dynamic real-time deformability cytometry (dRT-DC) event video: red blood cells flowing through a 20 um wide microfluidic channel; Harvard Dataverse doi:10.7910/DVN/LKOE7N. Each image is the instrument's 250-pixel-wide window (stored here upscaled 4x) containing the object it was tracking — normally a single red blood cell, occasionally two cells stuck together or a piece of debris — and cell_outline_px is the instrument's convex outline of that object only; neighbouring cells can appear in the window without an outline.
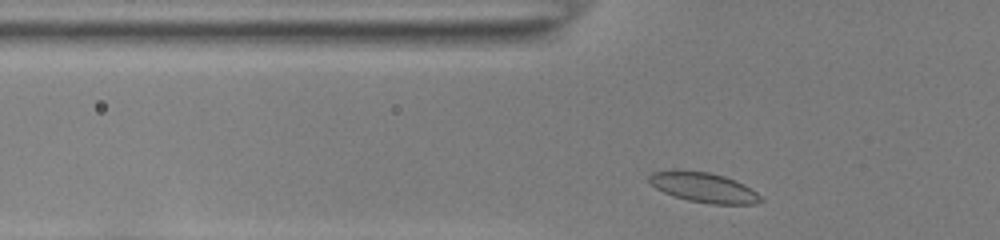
{"species": "common noctule bat (a hibernating species)", "species_latin": "Nyctalus noctula", "temperature_condition": "room temperature", "stored_images_in_passage": 30, "camera_frame_rate_fps": 3000, "um_per_image_px": 0.085, "animal": {"sex": "female", "body_mass_g": 22.0, "forearm_length_mm": 56.7}, "frame": {"image": 1, "passage_image": 2, "time_ms": 0.333, "image_size_px": [1000, 240], "cell_outline_px": [[764, 200], [756, 204], [712, 204], [688, 200], [664, 192], [656, 188], [648, 180], [648, 176], [652, 172], [672, 168], [708, 172], [724, 176], [736, 180], [744, 184], [756, 192]], "centroid_in_image_um": [59.79, 15.9], "position_along_channel_um": 66.0, "area_um2": 19.65}}
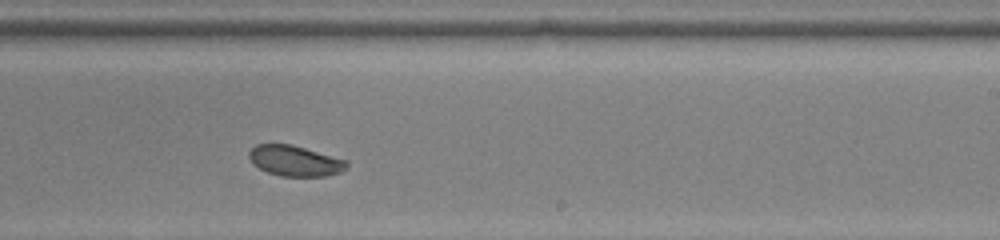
{"frame": {"image": 2, "passage_image": 18, "time_ms": 5.667, "image_size_px": [1000, 240], "cell_outline_px": [[348, 168], [340, 172], [324, 176], [280, 176], [268, 172], [252, 164], [248, 156], [248, 152], [256, 144], [292, 144], [348, 160]], "centroid_in_image_um": [25.08, 13.66], "position_along_channel_um": 263.9, "area_um2": 17.51}}
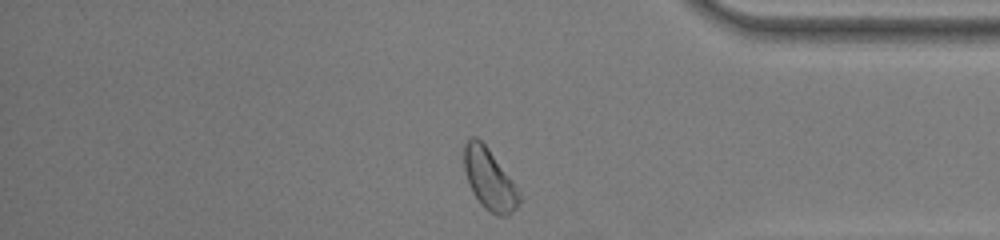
{"frame": {"image": 3, "passage_image": 29, "time_ms": 9.333, "image_size_px": [1000, 240], "cell_outline_px": [[520, 200], [516, 208], [508, 216], [496, 216], [484, 208], [480, 204], [472, 192], [468, 184], [464, 168], [464, 144], [468, 136], [476, 136], [488, 148], [512, 180], [520, 196]], "centroid_in_image_um": [41.56, 15.24], "position_along_channel_um": 393.6, "area_um2": 19.65}, "authors_computed_cell_mechanics": {"area_um2": 18.5249, "velocity_mm_per_s": 3.8421, "shape_relaxation_time_tau1_ms": 2.189, "shape_relaxation_time_tau2_ms": null, "deformation_change_tau1": 0.0644, "deformation_change_tau2": null}}